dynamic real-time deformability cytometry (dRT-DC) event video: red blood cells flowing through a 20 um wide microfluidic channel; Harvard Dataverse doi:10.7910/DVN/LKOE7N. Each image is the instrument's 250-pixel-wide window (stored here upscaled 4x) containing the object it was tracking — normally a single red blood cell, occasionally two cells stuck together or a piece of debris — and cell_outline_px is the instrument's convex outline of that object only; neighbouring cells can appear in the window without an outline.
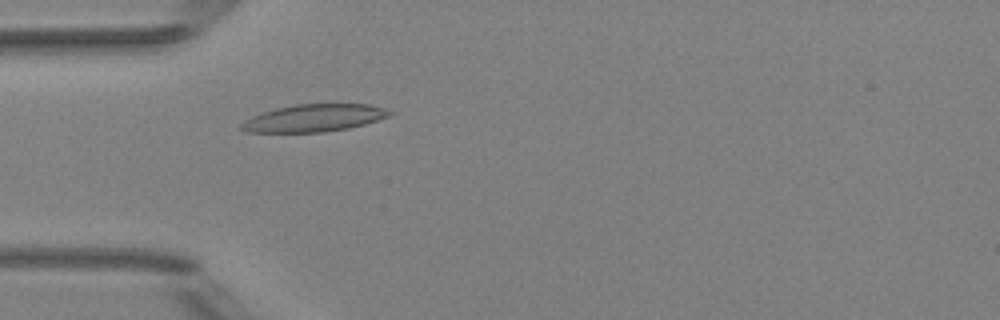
{"species": "Egyptian fruit bat (a non-hibernating species)", "species_latin": "Rousettus aegyptiacus", "temperature_condition": "room temperature", "stored_images_in_passage": 5, "camera_frame_rate_fps": 3000, "um_per_image_px": 0.085, "animal": {"sex": "female"}, "frame": {"image": 1, "passage_image": 5, "time_ms": 1.333, "image_size_px": [1000, 320], "cell_outline_px": [[396, 112], [392, 116], [364, 124], [348, 128], [324, 132], [244, 132], [236, 128], [244, 120], [252, 116], [276, 108], [296, 104], [368, 104], [384, 108]], "centroid_in_image_um": [26.69, 10.03], "position_along_channel_um": 58.3, "area_um2": 23.87}}